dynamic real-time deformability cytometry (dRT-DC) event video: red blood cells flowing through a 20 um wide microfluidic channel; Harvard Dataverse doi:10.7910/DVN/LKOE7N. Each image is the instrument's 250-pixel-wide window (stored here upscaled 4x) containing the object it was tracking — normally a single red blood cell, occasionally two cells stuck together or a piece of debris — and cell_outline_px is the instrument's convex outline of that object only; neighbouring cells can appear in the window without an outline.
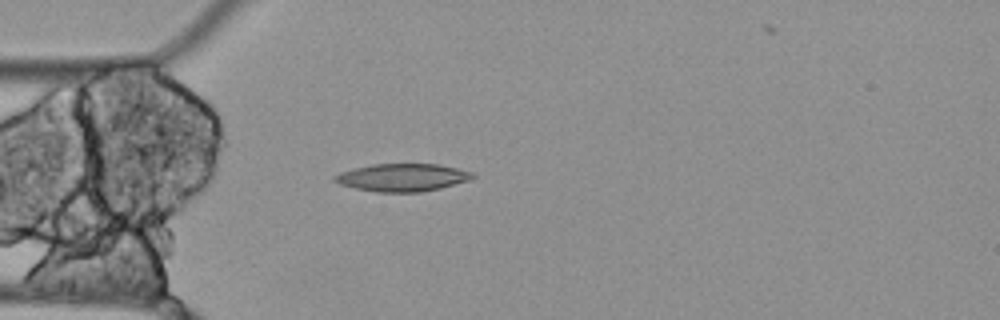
{"species": "Egyptian fruit bat (a non-hibernating species)", "species_latin": "Rousettus aegyptiacus", "temperature_condition": "cold", "stored_images_in_passage": 52, "camera_frame_rate_fps": 3000, "um_per_image_px": 0.085, "animal": {"sex": "female"}, "frame": {"image": 1, "passage_image": 10, "time_ms": 3.0, "image_size_px": [1000, 320], "cell_outline_px": [[476, 176], [468, 180], [440, 188], [420, 192], [376, 192], [356, 188], [340, 184], [332, 180], [332, 176], [340, 172], [372, 164], [440, 164], [472, 172]], "centroid_in_image_um": [34.18, 15.08], "position_along_channel_um": 50.8, "area_um2": 22.14}}
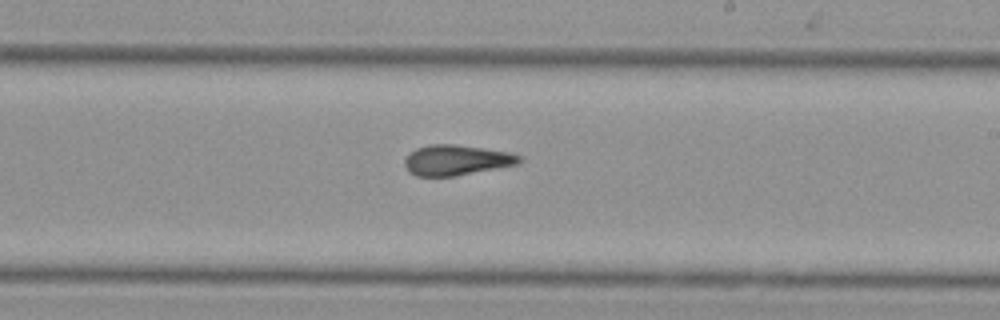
{"frame": {"image": 2, "passage_image": 27, "time_ms": 8.667, "image_size_px": [1000, 320], "cell_outline_px": [[524, 160], [520, 164], [456, 176], [416, 176], [408, 172], [404, 164], [404, 160], [416, 148], [428, 144], [456, 144], [512, 152], [520, 156]], "centroid_in_image_um": [38.84, 13.61], "position_along_channel_um": 250.2, "area_um2": 20.58}}
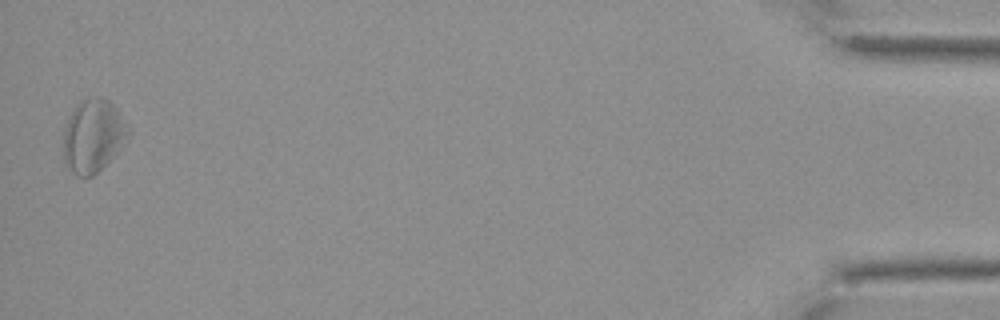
{"frame": {"image": 3, "passage_image": 50, "time_ms": 16.333, "image_size_px": [1000, 320], "cell_outline_px": [[132, 132], [116, 152], [92, 176], [76, 176], [64, 164], [64, 128], [76, 104], [80, 100], [96, 96], [104, 96], [116, 108], [128, 124]], "centroid_in_image_um": [7.92, 11.51], "position_along_channel_um": 427.3, "area_um2": 27.46}}